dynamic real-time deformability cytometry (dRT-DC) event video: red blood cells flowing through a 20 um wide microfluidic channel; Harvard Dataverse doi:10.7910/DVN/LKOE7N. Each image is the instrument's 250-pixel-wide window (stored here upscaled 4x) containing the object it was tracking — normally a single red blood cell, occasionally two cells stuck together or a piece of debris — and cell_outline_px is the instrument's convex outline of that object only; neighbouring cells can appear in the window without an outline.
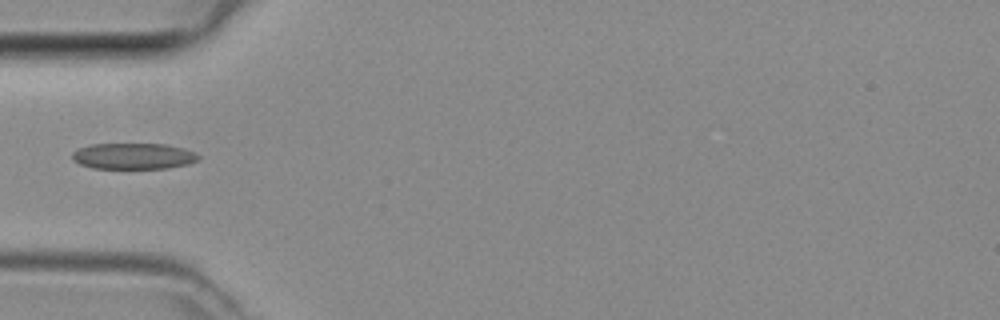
{"species": "common noctule bat (a hibernating species)", "species_latin": "Nyctalus noctula", "temperature_condition": "room temperature", "stored_images_in_passage": 2, "camera_frame_rate_fps": 3000, "um_per_image_px": 0.085, "animal": {"sex": "female", "body_mass_g": 29.2, "forearm_length_mm": 56.3}, "frame": {"image": 1, "passage_image": 2, "time_ms": 0.333, "image_size_px": [1000, 320], "cell_outline_px": [[200, 156], [196, 160], [188, 164], [168, 168], [92, 168], [80, 164], [72, 160], [72, 152], [80, 148], [92, 144], [168, 144], [184, 148], [196, 152]], "centroid_in_image_um": [11.35, 13.26], "position_along_channel_um": 73.6, "area_um2": 19.19}}